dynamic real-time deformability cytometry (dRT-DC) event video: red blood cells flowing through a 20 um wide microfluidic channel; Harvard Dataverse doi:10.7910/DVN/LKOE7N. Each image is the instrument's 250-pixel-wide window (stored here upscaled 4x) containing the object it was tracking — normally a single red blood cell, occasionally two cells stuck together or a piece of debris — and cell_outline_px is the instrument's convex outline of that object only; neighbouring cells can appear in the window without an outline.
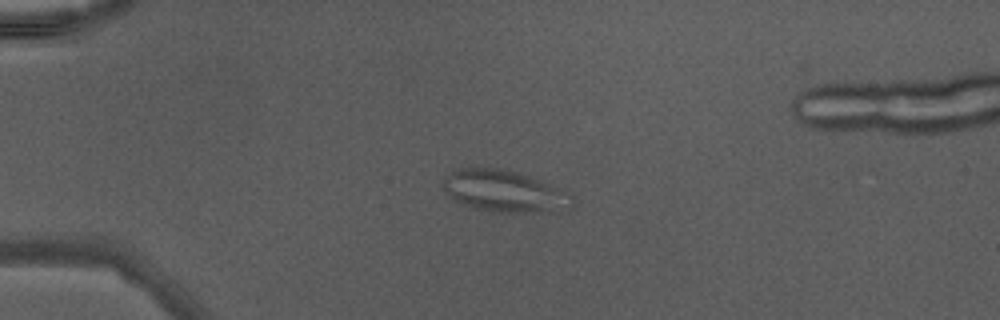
{"species": "Egyptian fruit bat (a non-hibernating species)", "species_latin": "Rousettus aegyptiacus", "temperature_condition": "warm", "stored_images_in_passage": 39, "segment_of_instrument_passage": [1, 2], "camera_frame_rate_fps": 3000, "um_per_image_px": 0.085, "animal": {"sex": "male"}, "frame": {"image": 1, "passage_image": 3, "time_ms": 0.667, "image_size_px": [1000, 320], "cell_outline_px": [[572, 204], [548, 212], [492, 212], [472, 208], [456, 200], [440, 184], [440, 180], [444, 176], [456, 168], [500, 168], [516, 172], [528, 176], [568, 192], [572, 196]], "centroid_in_image_um": [42.78, 16.24], "position_along_channel_um": 42.2, "area_um2": 30.98}}
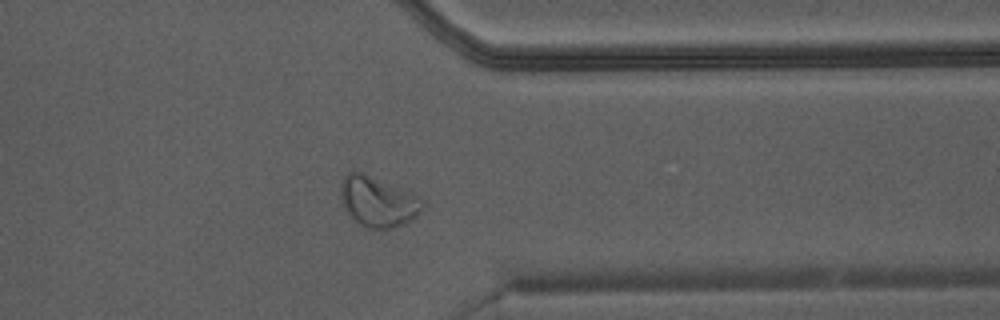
{"frame": {"image": 2, "passage_image": 29, "time_ms": 9.333, "image_size_px": [1000, 320], "cell_outline_px": [[428, 204], [412, 220], [404, 224], [392, 228], [368, 228], [360, 224], [344, 208], [340, 200], [340, 184], [344, 176], [348, 172], [364, 172], [416, 192]], "centroid_in_image_um": [32.19, 17.1], "position_along_channel_um": 379.2, "area_um2": 24.74}}
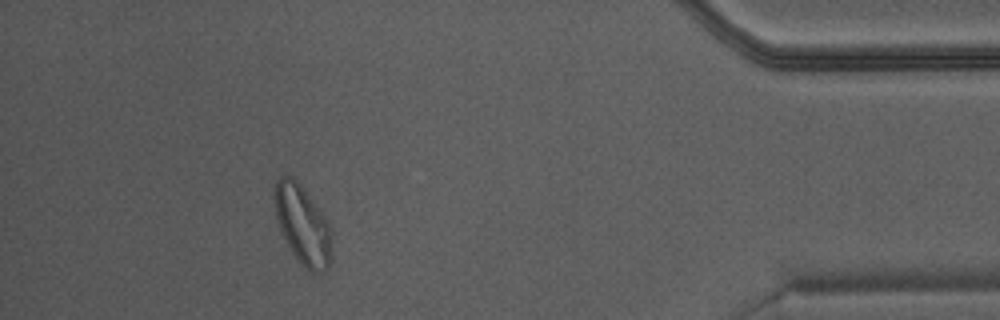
{"frame": {"image": 3, "passage_image": 34, "time_ms": 11.0, "image_size_px": [1000, 320], "cell_outline_px": [[332, 260], [328, 268], [320, 272], [312, 272], [304, 268], [300, 264], [284, 240], [276, 220], [276, 176], [292, 176], [304, 188], [328, 220], [332, 232]], "centroid_in_image_um": [25.77, 19.15], "position_along_channel_um": 409.4, "area_um2": 26.65}}